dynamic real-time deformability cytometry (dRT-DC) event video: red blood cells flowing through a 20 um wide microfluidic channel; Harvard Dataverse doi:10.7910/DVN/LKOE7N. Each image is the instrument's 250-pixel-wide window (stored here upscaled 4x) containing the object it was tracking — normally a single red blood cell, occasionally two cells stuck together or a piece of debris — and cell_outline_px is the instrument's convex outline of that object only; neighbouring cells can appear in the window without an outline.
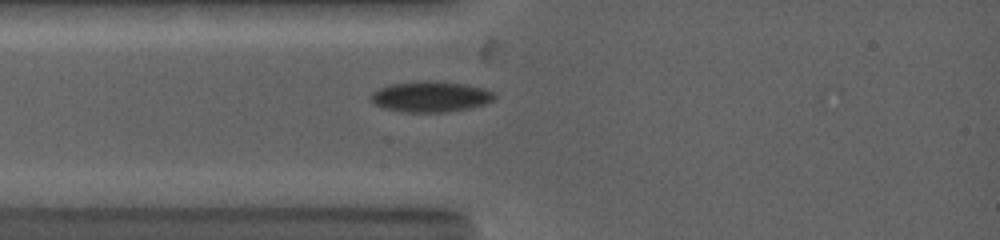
{"species": "common noctule bat (a hibernating species)", "species_latin": "Nyctalus noctula", "temperature_condition": "warm", "stored_images_in_passage": 4, "camera_frame_rate_fps": 5000, "um_per_image_px": 0.085, "animal": {"sex": "female", "body_mass_g": 19.0, "forearm_length_mm": 53.3}, "frame": {"image": 1, "passage_image": 4, "time_ms": 1.8, "image_size_px": [1000, 240], "cell_outline_px": [[496, 96], [492, 100], [484, 104], [468, 108], [444, 112], [408, 112], [384, 108], [368, 100], [372, 92], [388, 84], [424, 80], [464, 84], [484, 88], [496, 92]], "centroid_in_image_um": [36.58, 8.2], "position_along_channel_um": 48.4, "area_um2": 22.08}}